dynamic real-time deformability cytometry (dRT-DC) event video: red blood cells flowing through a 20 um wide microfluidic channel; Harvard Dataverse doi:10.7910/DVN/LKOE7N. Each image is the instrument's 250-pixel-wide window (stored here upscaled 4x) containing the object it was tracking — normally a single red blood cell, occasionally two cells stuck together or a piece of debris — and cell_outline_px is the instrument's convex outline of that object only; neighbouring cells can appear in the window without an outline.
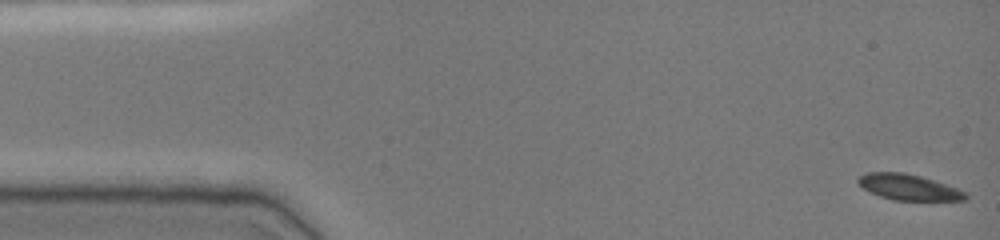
{"species": "common noctule bat (a hibernating species)", "species_latin": "Nyctalus noctula", "temperature_condition": "cold", "stored_images_in_passage": 49, "camera_frame_rate_fps": 3000, "um_per_image_px": 0.085, "animal": {"sex": "female", "body_mass_g": 19.0, "forearm_length_mm": 51.5}, "frame": {"image": 1, "passage_image": 1, "time_ms": 0.0, "image_size_px": [1000, 240], "cell_outline_px": [[968, 200], [892, 200], [880, 196], [864, 188], [856, 180], [860, 176], [868, 172], [904, 172], [920, 176], [968, 192]], "centroid_in_image_um": [77.26, 15.91], "position_along_channel_um": 7.7, "area_um2": 15.95}}
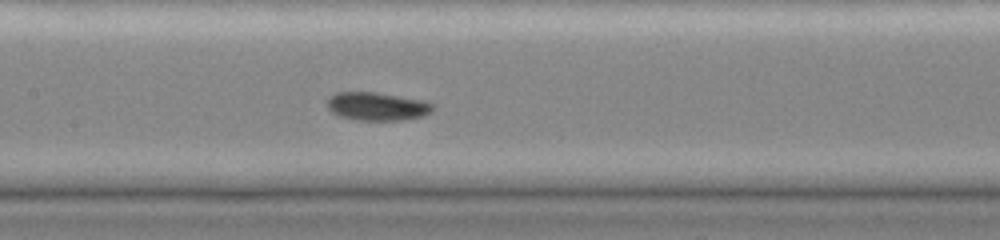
{"frame": {"image": 2, "passage_image": 23, "time_ms": 7.333, "image_size_px": [1000, 240], "cell_outline_px": [[432, 112], [424, 116], [404, 120], [356, 120], [340, 116], [332, 112], [328, 108], [328, 96], [336, 92], [376, 92], [424, 100], [432, 104]], "centroid_in_image_um": [32.05, 9.04], "position_along_channel_um": 175.3, "area_um2": 17.46}}
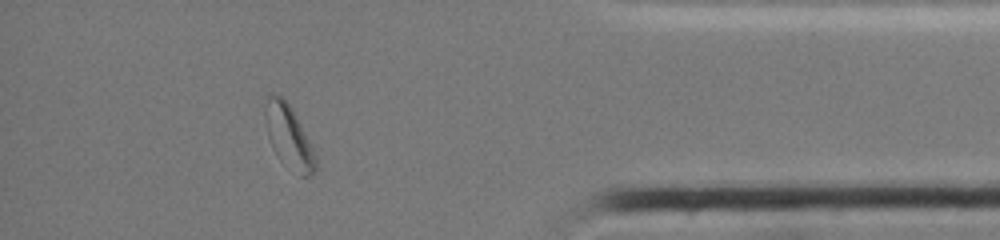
{"frame": {"image": 3, "passage_image": 43, "time_ms": 14.0, "image_size_px": [1000, 240], "cell_outline_px": [[320, 168], [312, 176], [300, 176], [280, 160], [276, 156], [272, 148], [268, 136], [264, 116], [264, 96], [272, 92], [280, 96], [292, 108], [316, 156]], "centroid_in_image_um": [24.53, 11.63], "position_along_channel_um": 410.7, "area_um2": 18.9}}